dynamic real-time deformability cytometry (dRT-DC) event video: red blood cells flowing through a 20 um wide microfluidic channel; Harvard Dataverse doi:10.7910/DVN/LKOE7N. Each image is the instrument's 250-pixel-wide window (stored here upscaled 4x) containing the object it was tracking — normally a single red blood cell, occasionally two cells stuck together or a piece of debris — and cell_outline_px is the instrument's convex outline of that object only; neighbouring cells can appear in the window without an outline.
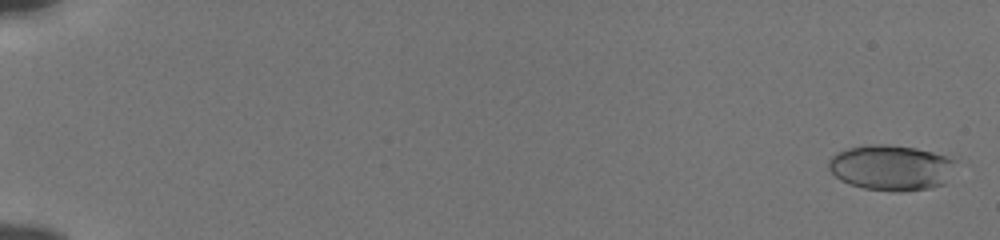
{"species": "human", "species_latin": "Homo sapiens", "temperature_condition": "cold", "stored_images_in_passage": 56, "camera_frame_rate_fps": 3000, "um_per_image_px": 0.085, "donor": {"sex": "male"}, "frame": {"image": 1, "passage_image": 2, "time_ms": 0.333, "image_size_px": [1000, 240], "cell_outline_px": [[956, 160], [944, 184], [928, 188], [900, 192], [896, 192], [864, 188], [848, 184], [840, 180], [828, 168], [828, 160], [836, 152], [848, 148], [864, 144], [888, 144], [916, 148], [932, 152]], "centroid_in_image_um": [75.68, 14.24], "position_along_channel_um": 9.3, "area_um2": 33.64}}
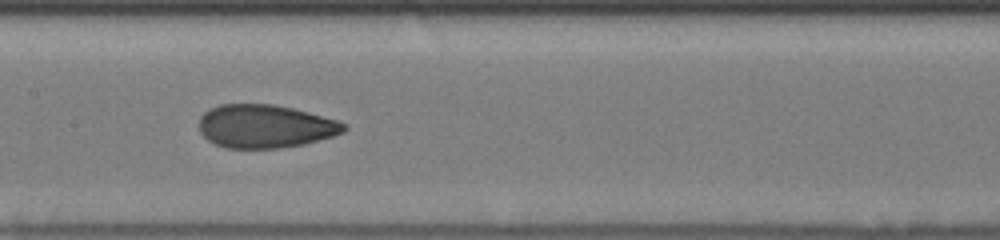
{"frame": {"image": 2, "passage_image": 31, "time_ms": 10.0, "image_size_px": [1000, 240], "cell_outline_px": [[348, 128], [344, 132], [332, 136], [304, 144], [280, 148], [224, 148], [208, 140], [200, 132], [200, 116], [208, 108], [220, 104], [272, 104], [292, 108], [308, 112], [336, 120], [348, 124]], "centroid_in_image_um": [22.53, 10.73], "position_along_channel_um": 184.9, "area_um2": 36.59}}
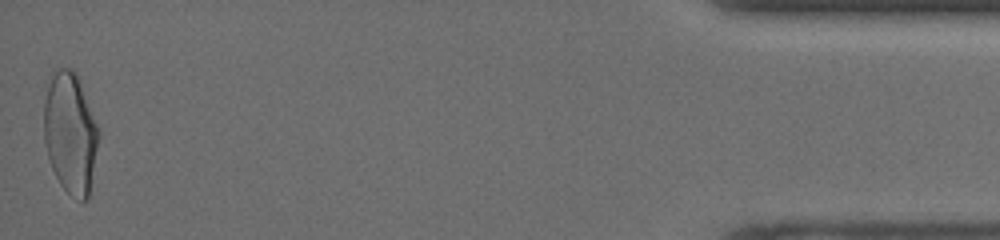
{"frame": {"image": 3, "passage_image": 56, "time_ms": 18.333, "image_size_px": [1000, 240], "cell_outline_px": [[100, 136], [88, 196], [84, 200], [80, 200], [68, 192], [60, 184], [48, 160], [44, 140], [44, 100], [48, 84], [52, 72], [60, 68], [72, 68], [76, 72], [80, 80], [100, 132]], "centroid_in_image_um": [5.97, 11.26], "position_along_channel_um": 429.2, "area_um2": 38.61}, "authors_computed_cell_mechanics": {"area_um2": 36.0094, "velocity_mm_per_s": 3.8469, "shape_relaxation_time_tau1_ms": 4.8442, "shape_relaxation_time_tau2_ms": 0.8655, "deformation_change_tau1": 0.1653, "deformation_change_tau2": 0.0576}}